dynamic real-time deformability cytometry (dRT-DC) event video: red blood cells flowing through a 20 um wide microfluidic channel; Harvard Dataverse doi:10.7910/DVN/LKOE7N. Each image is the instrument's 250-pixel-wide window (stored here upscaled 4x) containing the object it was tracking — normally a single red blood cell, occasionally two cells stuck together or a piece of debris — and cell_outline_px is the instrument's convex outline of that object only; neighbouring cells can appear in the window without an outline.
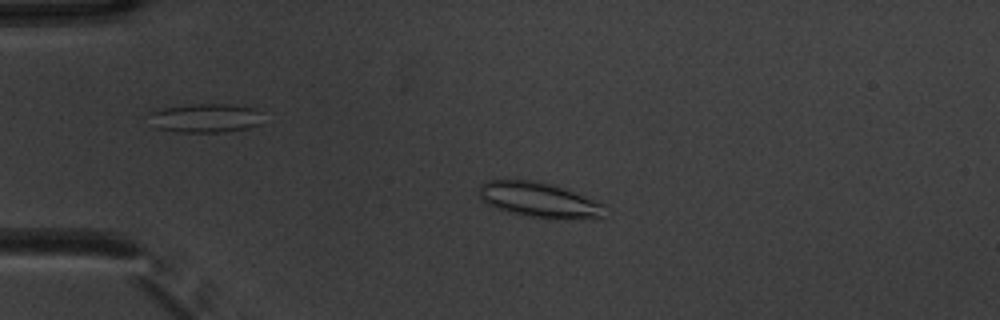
{"species": "common noctule bat (a hibernating species)", "species_latin": "Nyctalus noctula", "temperature_condition": "warm", "stored_images_in_passage": 53, "camera_frame_rate_fps": 3000, "um_per_image_px": 0.085, "animal": {"sex": "male", "body_mass_g": 20.1, "forearm_length_mm": 53.5}, "frame": {"image": 1, "passage_image": 12, "time_ms": 3.667, "image_size_px": [1000, 320], "cell_outline_px": [[604, 216], [596, 220], [556, 220], [528, 216], [508, 212], [496, 208], [480, 200], [480, 184], [488, 180], [532, 180], [564, 188], [604, 204]], "centroid_in_image_um": [45.87, 17.04], "position_along_channel_um": 39.1, "area_um2": 26.07}}
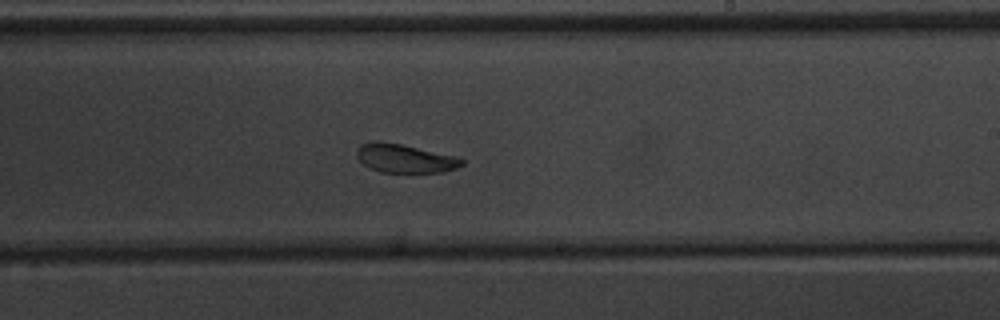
{"frame": {"image": 2, "passage_image": 32, "time_ms": 10.333, "image_size_px": [1000, 320], "cell_outline_px": [[464, 164], [456, 168], [444, 172], [380, 172], [368, 168], [356, 156], [356, 148], [360, 144], [372, 140], [376, 140], [400, 144], [456, 156], [464, 160]], "centroid_in_image_um": [34.37, 13.46], "position_along_channel_um": 254.6, "area_um2": 17.63}}
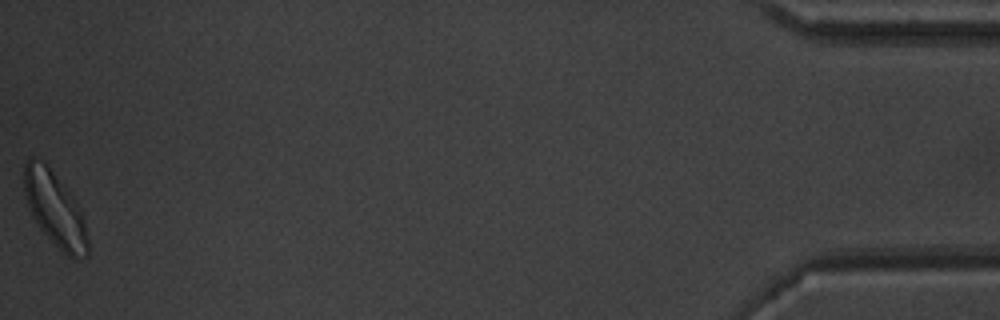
{"frame": {"image": 3, "passage_image": 53, "time_ms": 17.333, "image_size_px": [1000, 320], "cell_outline_px": [[88, 256], [76, 260], [68, 256], [40, 228], [32, 216], [24, 192], [24, 164], [32, 156], [44, 160], [72, 196], [80, 208], [84, 220], [88, 236]], "centroid_in_image_um": [4.68, 17.76], "position_along_channel_um": 430.5, "area_um2": 27.46}, "authors_computed_cell_mechanics": {"area_um2": 20.808, "velocity_mm_per_s": 3.7908, "shape_relaxation_time_tau1_ms": 2.2541, "shape_relaxation_time_tau2_ms": 2.3175, "deformation_change_tau1": 0.0882, "deformation_change_tau2": 0.0939}}